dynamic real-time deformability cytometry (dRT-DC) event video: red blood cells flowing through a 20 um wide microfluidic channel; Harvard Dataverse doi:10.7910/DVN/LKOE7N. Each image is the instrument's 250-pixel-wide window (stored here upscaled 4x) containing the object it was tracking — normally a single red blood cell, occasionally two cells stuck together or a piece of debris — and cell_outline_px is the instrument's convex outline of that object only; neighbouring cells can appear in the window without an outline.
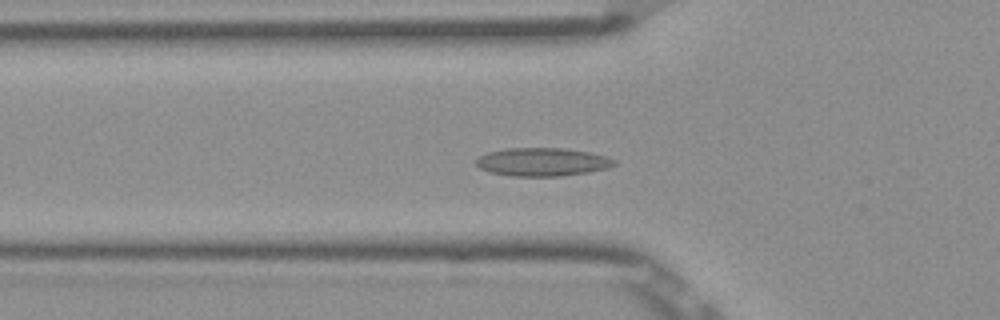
{"species": "Egyptian fruit bat (a non-hibernating species)", "species_latin": "Rousettus aegyptiacus", "temperature_condition": "room temperature", "stored_images_in_passage": 53, "camera_frame_rate_fps": 3000, "um_per_image_px": 0.085, "frame": {"image": 1, "passage_image": 19, "time_ms": 6.0, "image_size_px": [1000, 320], "cell_outline_px": [[616, 164], [608, 168], [588, 172], [560, 176], [508, 176], [488, 172], [480, 168], [476, 164], [476, 160], [480, 156], [488, 152], [504, 148], [560, 148], [588, 152], [604, 156], [616, 160]], "centroid_in_image_um": [46.06, 13.77], "position_along_channel_um": 79.7, "area_um2": 22.72}}
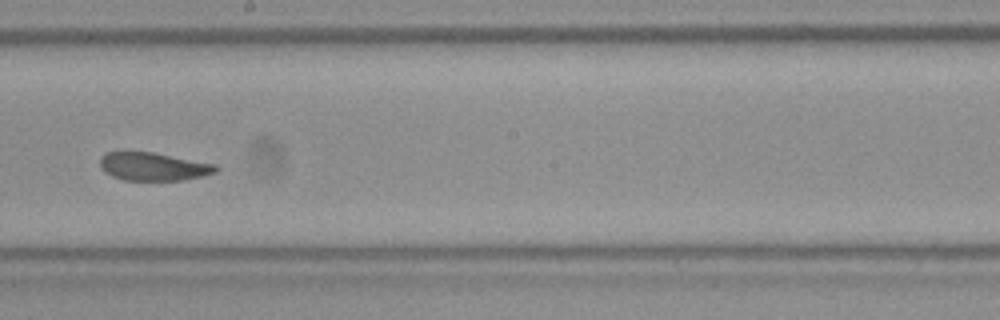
{"frame": {"image": 2, "passage_image": 31, "time_ms": 10.0, "image_size_px": [1000, 320], "cell_outline_px": [[220, 168], [216, 172], [184, 180], [124, 180], [112, 176], [104, 172], [100, 168], [100, 156], [104, 152], [152, 152], [216, 164]], "centroid_in_image_um": [13.01, 14.15], "position_along_channel_um": 235.2, "area_um2": 19.02}}
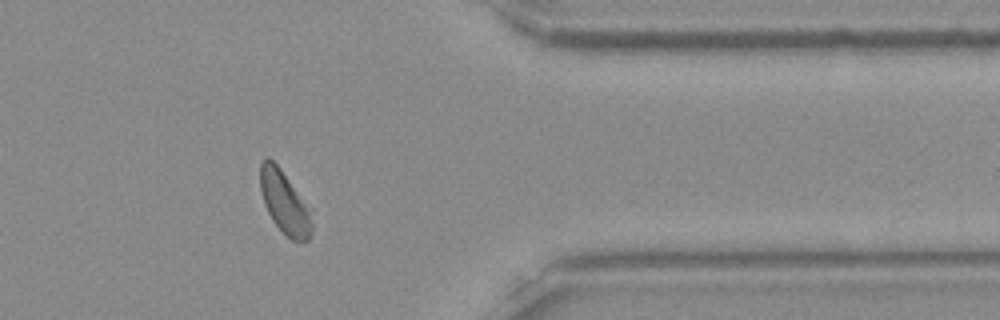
{"frame": {"image": 3, "passage_image": 44, "time_ms": 14.333, "image_size_px": [1000, 320], "cell_outline_px": [[312, 228], [308, 240], [292, 240], [272, 220], [264, 204], [260, 192], [260, 160], [264, 156], [268, 156], [280, 168], [312, 208]], "centroid_in_image_um": [24.19, 17.15], "position_along_channel_um": 387.2, "area_um2": 19.13}, "authors_computed_cell_mechanics": {"area_um2": 20.4612, "velocity_mm_per_s": 3.8682, "shape_relaxation_time_tau1_ms": 6.7111, "shape_relaxation_time_tau2_ms": 1.6605, "deformation_change_tau1": 0.1176, "deformation_change_tau2": 0.0535}}